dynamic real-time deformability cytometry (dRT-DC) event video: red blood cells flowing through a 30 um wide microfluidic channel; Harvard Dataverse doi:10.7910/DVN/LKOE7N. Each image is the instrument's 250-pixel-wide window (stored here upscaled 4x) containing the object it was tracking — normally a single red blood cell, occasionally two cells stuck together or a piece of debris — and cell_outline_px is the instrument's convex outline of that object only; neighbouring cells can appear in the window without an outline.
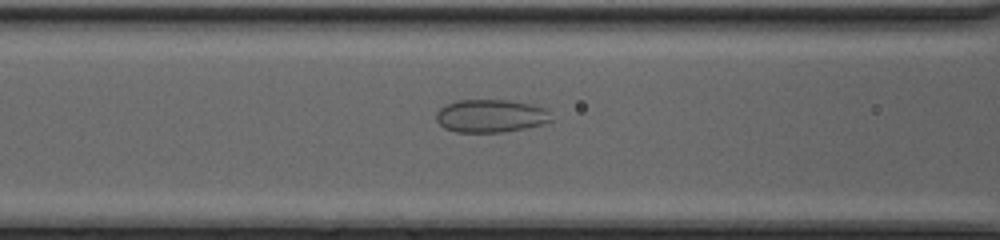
{"species": "common noctule bat (a hibernating species)", "species_latin": "Nyctalus noctula", "temperature_condition": "cold", "stored_images_in_passage": 23, "camera_frame_rate_fps": 3000, "um_per_image_px": 0.085, "animal": {"sex": "female", "body_mass_g": 20.0, "forearm_length_mm": 54.0}, "frame": {"image": 1, "passage_image": 12, "time_ms": 3.667, "image_size_px": [1000, 240], "cell_outline_px": [[552, 120], [544, 124], [504, 132], [456, 132], [444, 128], [436, 120], [436, 112], [440, 108], [456, 100], [508, 100], [532, 104], [544, 108], [548, 112]], "centroid_in_image_um": [41.7, 9.85], "position_along_channel_um": 124.9, "area_um2": 22.08}}
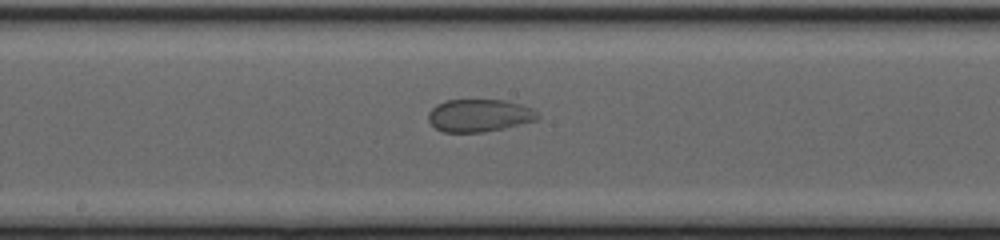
{"frame": {"image": 2, "passage_image": 18, "time_ms": 5.667, "image_size_px": [1000, 240], "cell_outline_px": [[540, 116], [536, 120], [504, 128], [484, 132], [444, 132], [436, 128], [428, 120], [428, 112], [436, 104], [444, 100], [504, 100], [520, 104], [532, 108]], "centroid_in_image_um": [40.72, 9.81], "position_along_channel_um": 207.5, "area_um2": 20.75}}
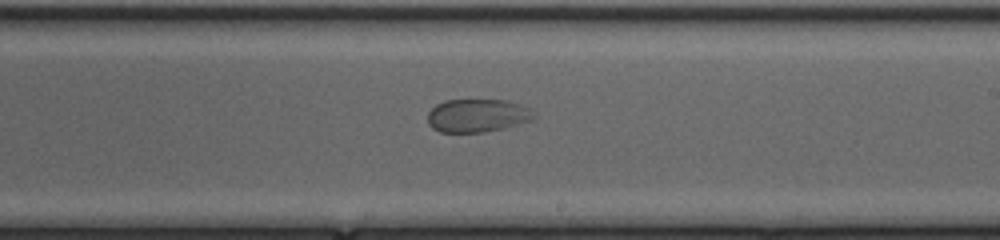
{"frame": {"image": 3, "passage_image": 21, "time_ms": 6.667, "image_size_px": [1000, 240], "cell_outline_px": [[532, 120], [504, 128], [484, 132], [440, 132], [432, 128], [428, 124], [428, 112], [436, 104], [444, 100], [504, 100], [528, 108], [532, 116]], "centroid_in_image_um": [40.49, 9.83], "position_along_channel_um": 248.5, "area_um2": 20.23}}